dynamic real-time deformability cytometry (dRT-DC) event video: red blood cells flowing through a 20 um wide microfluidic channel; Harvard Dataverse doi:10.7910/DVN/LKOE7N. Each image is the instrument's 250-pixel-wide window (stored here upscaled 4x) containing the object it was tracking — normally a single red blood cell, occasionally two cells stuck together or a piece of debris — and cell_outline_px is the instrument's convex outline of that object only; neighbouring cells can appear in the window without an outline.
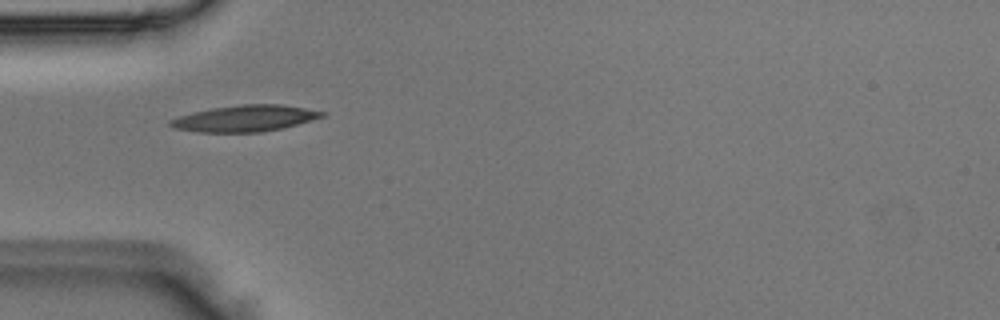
{"species": "Egyptian fruit bat (a non-hibernating species)", "species_latin": "Rousettus aegyptiacus", "temperature_condition": "room temperature", "stored_images_in_passage": 3, "camera_frame_rate_fps": 3000, "um_per_image_px": 0.085, "animal": {"sex": "male"}, "frame": {"image": 1, "passage_image": 1, "time_ms": 0.0, "image_size_px": [1000, 320], "cell_outline_px": [[328, 112], [324, 116], [312, 120], [284, 128], [260, 132], [200, 132], [176, 128], [168, 124], [168, 120], [180, 116], [212, 108], [240, 104], [280, 104]], "centroid_in_image_um": [20.87, 10.06], "position_along_channel_um": 64.1, "area_um2": 23.12}}